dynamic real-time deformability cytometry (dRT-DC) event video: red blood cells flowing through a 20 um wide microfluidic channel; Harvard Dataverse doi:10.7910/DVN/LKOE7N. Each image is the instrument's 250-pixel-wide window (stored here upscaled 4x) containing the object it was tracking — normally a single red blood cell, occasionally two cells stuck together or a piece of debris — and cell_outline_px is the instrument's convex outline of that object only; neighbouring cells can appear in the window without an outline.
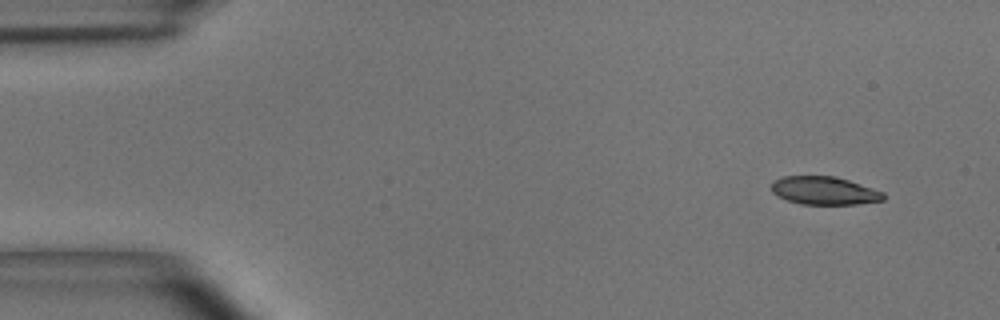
{"species": "common noctule bat (a hibernating species)", "species_latin": "Nyctalus noctula", "temperature_condition": "room temperature", "stored_images_in_passage": 4, "camera_frame_rate_fps": 3000, "um_per_image_px": 0.085, "animal": {"sex": "male", "body_mass_g": 15.6}, "frame": {"image": 1, "passage_image": 1, "time_ms": 0.0, "image_size_px": [1000, 320], "cell_outline_px": [[884, 200], [856, 204], [800, 204], [776, 196], [772, 192], [772, 184], [776, 180], [784, 176], [836, 176], [884, 192]], "centroid_in_image_um": [70.06, 16.21], "position_along_channel_um": 14.9, "area_um2": 18.21}}
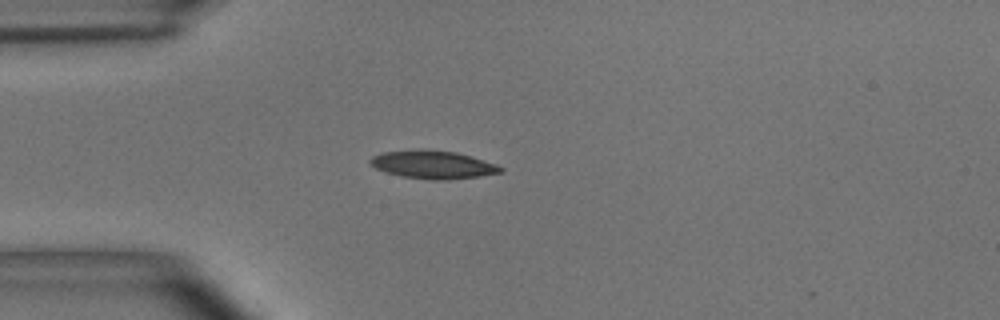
{"frame": {"image": 2, "passage_image": 4, "time_ms": 1.0, "image_size_px": [1000, 320], "cell_outline_px": [[504, 172], [480, 176], [444, 180], [432, 180], [400, 176], [384, 172], [376, 168], [368, 160], [372, 156], [384, 152], [420, 148], [456, 152], [472, 156], [496, 164], [504, 168]], "centroid_in_image_um": [36.81, 13.98], "position_along_channel_um": 48.2, "area_um2": 21.56}}